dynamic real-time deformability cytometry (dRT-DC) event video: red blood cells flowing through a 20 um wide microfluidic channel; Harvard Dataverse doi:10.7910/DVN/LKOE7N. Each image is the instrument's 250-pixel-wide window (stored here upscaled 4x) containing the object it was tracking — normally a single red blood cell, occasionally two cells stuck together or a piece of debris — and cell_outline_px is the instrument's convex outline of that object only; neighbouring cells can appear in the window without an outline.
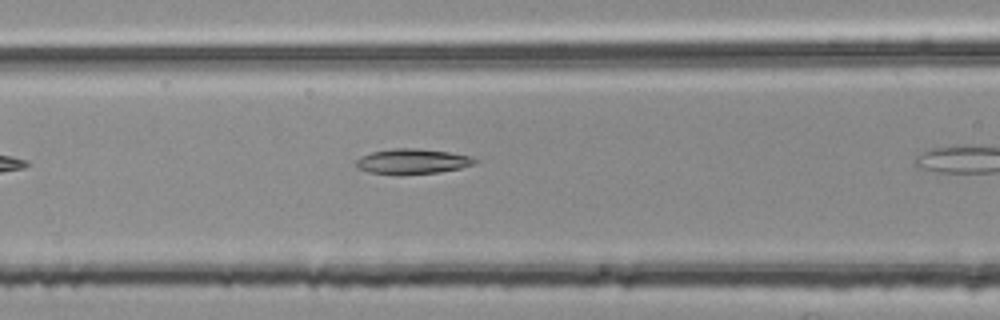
{"species": "common noctule bat (a hibernating species)", "species_latin": "Nyctalus noctula", "temperature_condition": "room temperature", "stored_images_in_passage": 6, "camera_frame_rate_fps": 3000, "um_per_image_px": 0.085, "animal": {"sex": "female", "body_mass_g": 25.1}, "frame": {"image": 1, "passage_image": 5, "time_ms": 1.333, "image_size_px": [1000, 320], "cell_outline_px": [[480, 160], [476, 164], [460, 168], [440, 172], [400, 176], [396, 176], [368, 172], [356, 168], [356, 160], [360, 156], [372, 152], [392, 148], [416, 148], [448, 152], [472, 156]], "centroid_in_image_um": [35.05, 13.74], "position_along_channel_um": 131.6, "area_um2": 17.98}}